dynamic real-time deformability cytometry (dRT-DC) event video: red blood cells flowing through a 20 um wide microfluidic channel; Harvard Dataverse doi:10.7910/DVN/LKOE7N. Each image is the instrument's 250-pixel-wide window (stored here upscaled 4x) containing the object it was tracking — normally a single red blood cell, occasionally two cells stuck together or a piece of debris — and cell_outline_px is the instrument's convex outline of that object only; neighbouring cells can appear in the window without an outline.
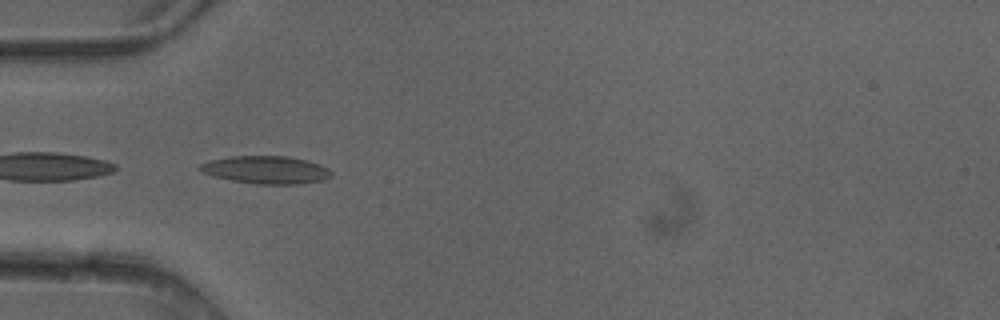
{"species": "common noctule bat (a hibernating species)", "species_latin": "Nyctalus noctula", "temperature_condition": "cold", "stored_images_in_passage": 6, "camera_frame_rate_fps": 3000, "um_per_image_px": 0.085, "animal": {"sex": "female"}, "frame": {"image": 1, "passage_image": 4, "time_ms": 1.0, "image_size_px": [1000, 320], "cell_outline_px": [[332, 176], [324, 180], [300, 184], [256, 184], [232, 180], [212, 176], [196, 168], [200, 164], [208, 160], [232, 156], [288, 156], [320, 164], [328, 168], [332, 172]], "centroid_in_image_um": [22.61, 14.44], "position_along_channel_um": 62.4, "area_um2": 21.33}}
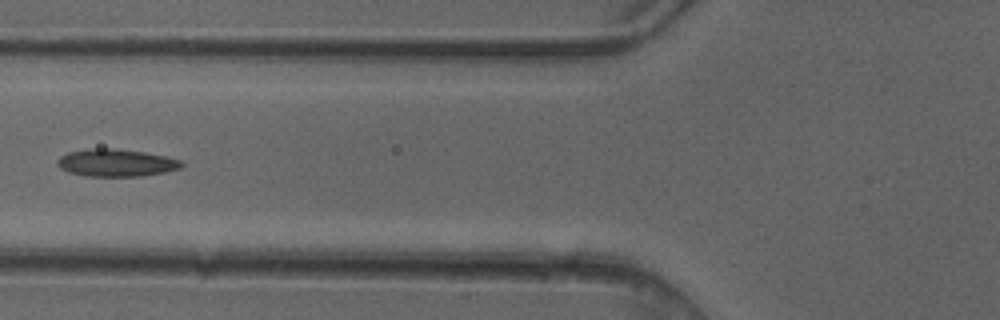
{"frame": {"image": 2, "passage_image": 5, "time_ms": 1.333, "image_size_px": [1000, 320], "cell_outline_px": [[184, 164], [180, 168], [164, 172], [140, 176], [84, 176], [68, 172], [60, 168], [56, 164], [56, 160], [60, 156], [68, 152], [96, 148], [112, 148], [144, 152], [164, 156], [180, 160]], "centroid_in_image_um": [9.83, 13.84], "position_along_channel_um": 116.0, "area_um2": 19.77}}
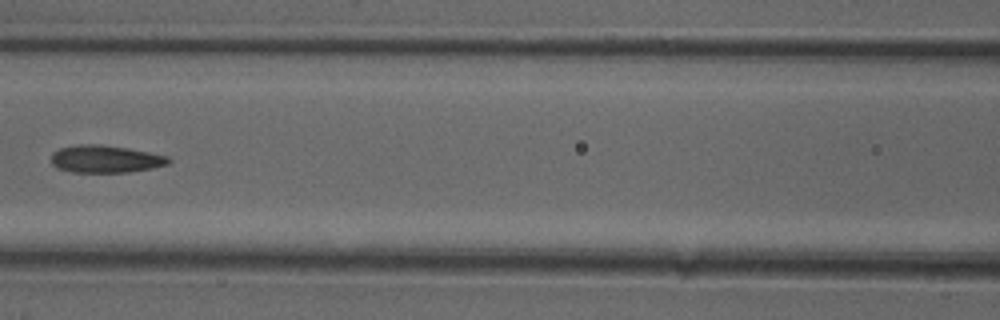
{"frame": {"image": 3, "passage_image": 6, "time_ms": 1.667, "image_size_px": [1000, 320], "cell_outline_px": [[172, 160], [168, 164], [152, 168], [128, 172], [72, 172], [56, 168], [52, 164], [52, 152], [60, 148], [76, 144], [100, 144], [128, 148], [168, 156]], "centroid_in_image_um": [8.95, 13.51], "position_along_channel_um": 157.7, "area_um2": 18.84}}